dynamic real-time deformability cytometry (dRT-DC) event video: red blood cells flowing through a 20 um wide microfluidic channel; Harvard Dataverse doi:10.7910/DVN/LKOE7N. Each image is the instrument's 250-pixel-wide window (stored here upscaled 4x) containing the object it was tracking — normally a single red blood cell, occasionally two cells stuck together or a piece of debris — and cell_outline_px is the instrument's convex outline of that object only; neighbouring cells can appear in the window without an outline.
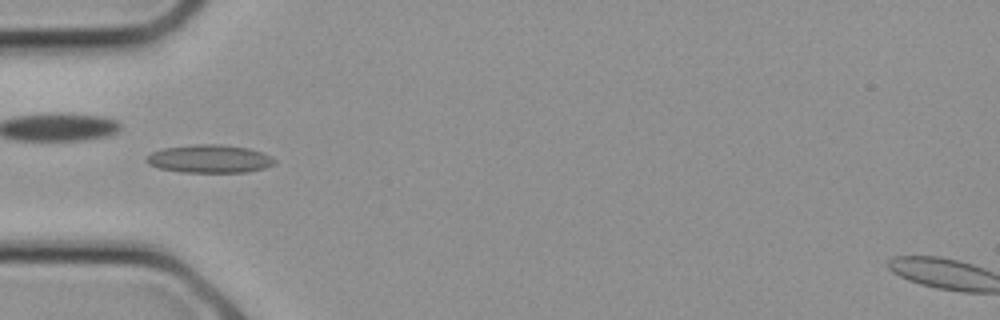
{"species": "common noctule bat (a hibernating species)", "species_latin": "Nyctalus noctula", "temperature_condition": "cold", "stored_images_in_passage": 11, "camera_frame_rate_fps": 3000, "um_per_image_px": 0.085, "animal": {"sex": "female", "body_mass_g": 21.9}, "frame": {"image": 1, "passage_image": 7, "time_ms": 2.0, "image_size_px": [1000, 320], "cell_outline_px": [[276, 164], [264, 168], [248, 172], [180, 172], [160, 168], [148, 164], [144, 160], [152, 152], [164, 148], [196, 144], [220, 144], [248, 148], [272, 156], [276, 160]], "centroid_in_image_um": [17.83, 13.5], "position_along_channel_um": 67.2, "area_um2": 20.98}}